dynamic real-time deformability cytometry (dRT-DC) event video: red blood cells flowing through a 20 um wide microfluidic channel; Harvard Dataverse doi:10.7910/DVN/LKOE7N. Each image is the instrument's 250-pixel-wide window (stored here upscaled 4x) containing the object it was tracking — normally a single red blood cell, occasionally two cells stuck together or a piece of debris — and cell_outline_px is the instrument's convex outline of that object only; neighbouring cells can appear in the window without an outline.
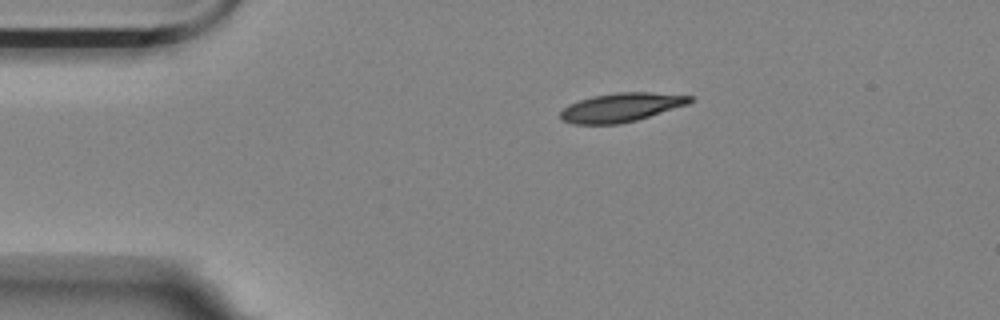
{"species": "Egyptian fruit bat (a non-hibernating species)", "species_latin": "Rousettus aegyptiacus", "temperature_condition": "room temperature", "stored_images_in_passage": 46, "camera_frame_rate_fps": 3000, "um_per_image_px": 0.085, "animal": {"sex": "female"}, "frame": {"image": 1, "passage_image": 1, "time_ms": 0.0, "image_size_px": [1000, 320], "cell_outline_px": [[692, 100], [688, 104], [636, 120], [620, 124], [572, 124], [564, 120], [560, 116], [560, 112], [568, 104], [592, 96], [616, 92], [648, 92], [692, 96]], "centroid_in_image_um": [52.77, 9.13], "position_along_channel_um": 32.2, "area_um2": 21.56}}
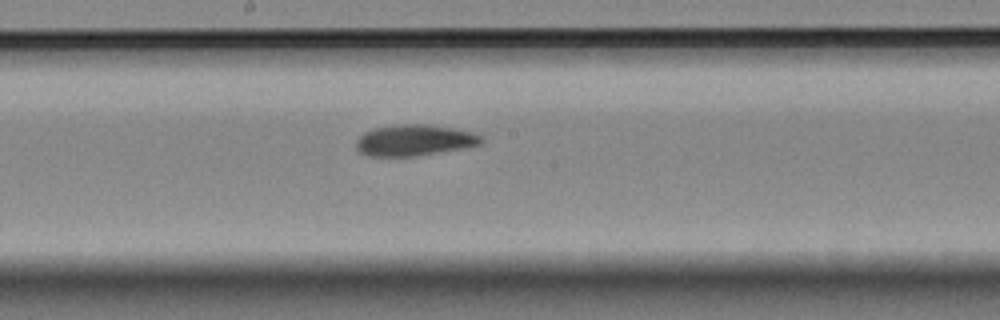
{"frame": {"image": 2, "passage_image": 20, "time_ms": 6.333, "image_size_px": [1000, 320], "cell_outline_px": [[484, 140], [480, 144], [464, 148], [416, 156], [368, 156], [360, 152], [356, 148], [356, 140], [364, 132], [376, 128], [396, 124], [428, 124], [452, 128], [472, 132], [484, 136]], "centroid_in_image_um": [35.24, 11.92], "position_along_channel_um": 213.0, "area_um2": 22.77}}
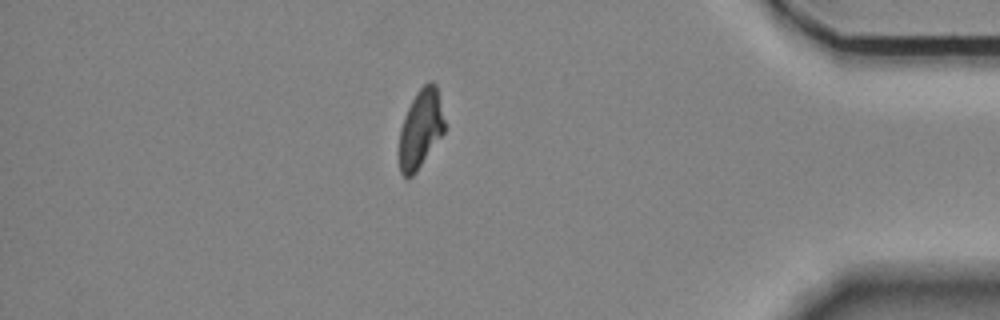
{"frame": {"image": 3, "passage_image": 39, "time_ms": 12.667, "image_size_px": [1000, 320], "cell_outline_px": [[444, 132], [416, 172], [412, 176], [404, 176], [400, 172], [400, 128], [404, 116], [416, 92], [428, 80], [432, 80], [436, 84], [444, 120]], "centroid_in_image_um": [35.75, 10.91], "position_along_channel_um": 399.4, "area_um2": 20.4}}